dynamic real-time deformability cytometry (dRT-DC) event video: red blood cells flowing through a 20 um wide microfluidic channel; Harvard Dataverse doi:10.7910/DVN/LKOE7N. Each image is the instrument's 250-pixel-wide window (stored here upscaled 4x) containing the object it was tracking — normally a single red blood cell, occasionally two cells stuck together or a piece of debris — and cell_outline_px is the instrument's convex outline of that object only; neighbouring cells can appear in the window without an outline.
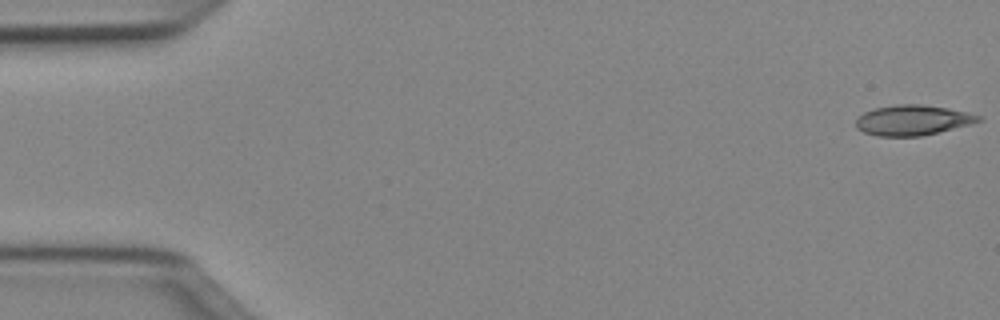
{"species": "Egyptian fruit bat (a non-hibernating species)", "species_latin": "Rousettus aegyptiacus", "temperature_condition": "cold", "stored_images_in_passage": 50, "camera_frame_rate_fps": 3000, "um_per_image_px": 0.085, "animal": {"sex": "female"}, "frame": {"image": 1, "passage_image": 1, "time_ms": 0.0, "image_size_px": [1000, 320], "cell_outline_px": [[984, 120], [972, 124], [920, 136], [876, 136], [864, 132], [856, 128], [856, 120], [864, 112], [876, 108], [896, 104], [920, 104], [948, 108], [968, 112], [984, 116]], "centroid_in_image_um": [77.62, 10.21], "position_along_channel_um": 7.4, "area_um2": 21.68}}
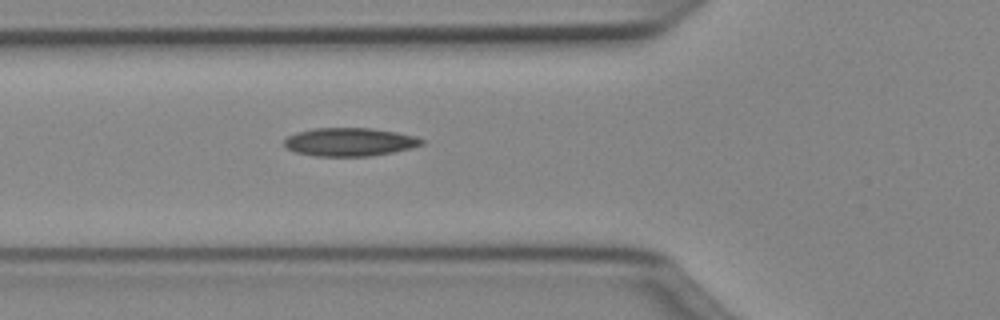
{"frame": {"image": 2, "passage_image": 18, "time_ms": 5.667, "image_size_px": [1000, 320], "cell_outline_px": [[424, 144], [412, 148], [392, 152], [368, 156], [316, 156], [296, 152], [288, 148], [284, 144], [284, 140], [288, 136], [296, 132], [312, 128], [372, 128], [396, 132], [416, 136], [424, 140]], "centroid_in_image_um": [29.73, 12.06], "position_along_channel_um": 96.1, "area_um2": 22.66}}
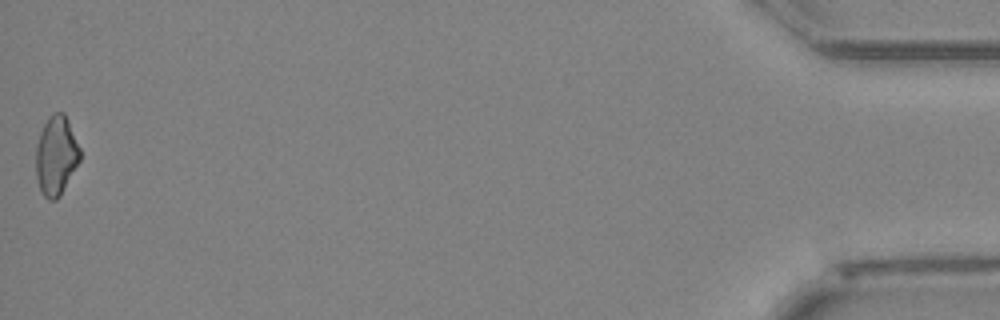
{"frame": {"image": 3, "passage_image": 50, "time_ms": 16.333, "image_size_px": [1000, 320], "cell_outline_px": [[80, 160], [60, 196], [56, 200], [48, 200], [44, 196], [40, 188], [36, 176], [36, 148], [40, 132], [48, 116], [52, 112], [64, 112], [68, 120], [80, 148]], "centroid_in_image_um": [4.77, 13.21], "position_along_channel_um": 430.4, "area_um2": 20.35}}